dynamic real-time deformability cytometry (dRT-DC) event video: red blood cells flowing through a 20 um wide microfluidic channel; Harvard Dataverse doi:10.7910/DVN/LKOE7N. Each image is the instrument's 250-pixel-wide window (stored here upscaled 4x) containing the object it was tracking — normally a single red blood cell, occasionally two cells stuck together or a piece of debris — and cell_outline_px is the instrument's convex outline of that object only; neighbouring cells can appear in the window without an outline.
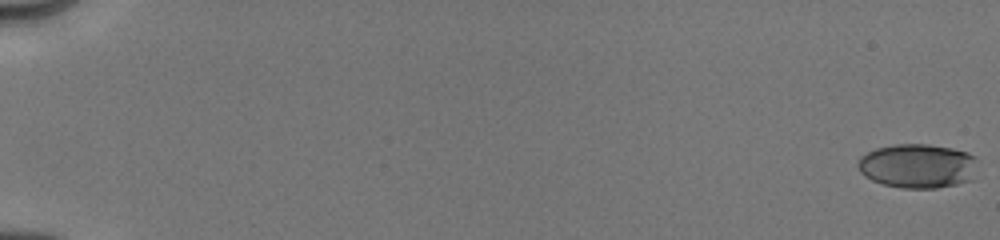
{"species": "human", "species_latin": "Homo sapiens", "temperature_condition": "cold", "stored_images_in_passage": 71, "camera_frame_rate_fps": 3000, "um_per_image_px": 0.085, "donor": {"sex": "male"}, "frame": {"image": 1, "passage_image": 1, "time_ms": 0.0, "image_size_px": [1000, 240], "cell_outline_px": [[976, 156], [972, 180], [956, 184], [936, 188], [900, 188], [884, 184], [872, 180], [864, 176], [860, 172], [856, 164], [860, 156], [876, 148], [892, 144], [928, 144], [952, 148], [968, 152]], "centroid_in_image_um": [77.97, 14.1], "position_along_channel_um": 7.0, "area_um2": 31.04}}
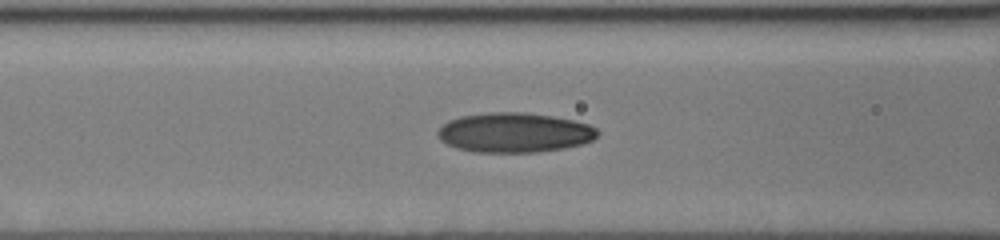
{"frame": {"image": 2, "passage_image": 29, "time_ms": 8.0, "image_size_px": [1000, 240], "cell_outline_px": [[600, 132], [592, 140], [584, 144], [564, 148], [536, 152], [472, 152], [456, 148], [440, 140], [436, 136], [436, 132], [448, 120], [460, 116], [488, 112], [524, 112], [552, 116], [572, 120], [588, 124], [596, 128]], "centroid_in_image_um": [43.7, 11.27], "position_along_channel_um": 122.9, "area_um2": 37.17}}
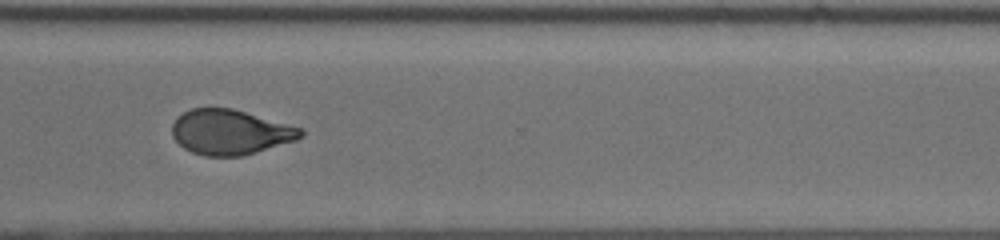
{"frame": {"image": 3, "passage_image": 70, "time_ms": 13.667, "image_size_px": [1000, 240], "cell_outline_px": [[304, 136], [296, 140], [240, 156], [204, 156], [192, 152], [184, 148], [172, 136], [172, 124], [176, 116], [192, 108], [232, 108], [304, 128]], "centroid_in_image_um": [19.57, 11.22], "position_along_channel_um": 351.0, "area_um2": 33.76}}